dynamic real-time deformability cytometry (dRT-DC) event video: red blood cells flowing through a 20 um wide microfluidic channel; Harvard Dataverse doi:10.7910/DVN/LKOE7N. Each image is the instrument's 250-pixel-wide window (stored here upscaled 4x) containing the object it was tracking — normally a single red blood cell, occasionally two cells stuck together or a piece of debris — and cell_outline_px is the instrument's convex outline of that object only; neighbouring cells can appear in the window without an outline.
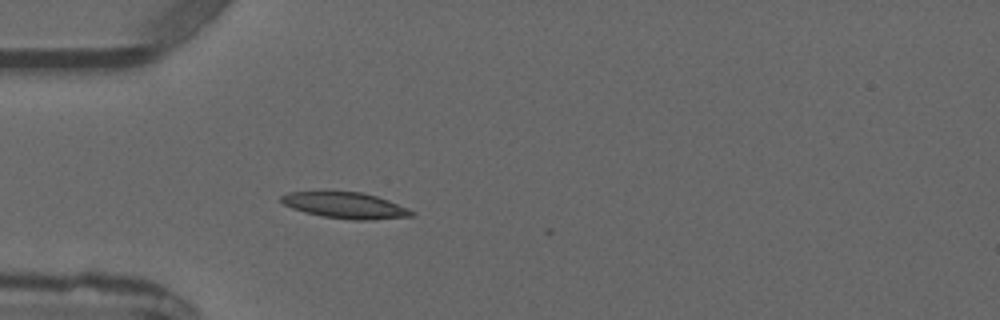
{"species": "common noctule bat (a hibernating species)", "species_latin": "Nyctalus noctula", "temperature_condition": "warm", "stored_images_in_passage": 3, "camera_frame_rate_fps": 3000, "um_per_image_px": 0.085, "animal": {"sex": "male", "forearm_length_mm": 52.5}, "frame": {"image": 1, "passage_image": 3, "time_ms": 3.333, "image_size_px": [1000, 320], "cell_outline_px": [[416, 216], [372, 220], [352, 220], [320, 216], [304, 212], [292, 208], [284, 204], [280, 200], [280, 196], [288, 192], [324, 188], [328, 188], [360, 192], [376, 196], [388, 200], [408, 208], [416, 212]], "centroid_in_image_um": [29.3, 17.41], "position_along_channel_um": 55.7, "area_um2": 20.98}}